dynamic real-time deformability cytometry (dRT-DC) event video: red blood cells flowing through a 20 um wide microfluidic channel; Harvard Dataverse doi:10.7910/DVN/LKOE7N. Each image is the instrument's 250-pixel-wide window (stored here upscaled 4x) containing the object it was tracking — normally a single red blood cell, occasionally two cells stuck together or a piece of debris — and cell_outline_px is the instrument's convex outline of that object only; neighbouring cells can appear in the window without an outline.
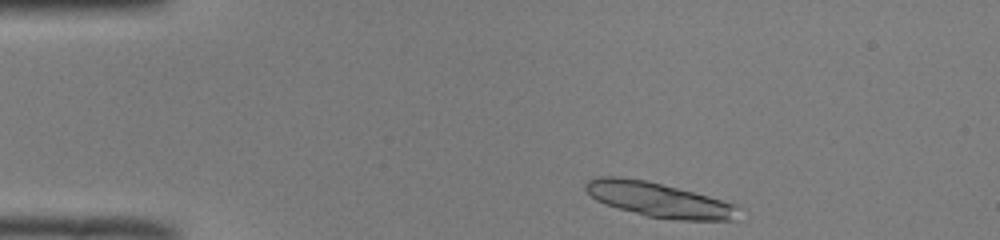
{"species": "common noctule bat (a hibernating species)", "species_latin": "Nyctalus noctula", "temperature_condition": "room temperature", "stored_images_in_passage": 39, "segment_of_instrument_passage": [1, 2], "camera_frame_rate_fps": 3000, "um_per_image_px": 0.085, "animal": {"sex": "male", "body_mass_g": 19.0, "forearm_length_mm": 50.8}, "frame": {"image": 1, "passage_image": 2, "time_ms": 0.333, "image_size_px": [1000, 240], "cell_outline_px": [[740, 208], [736, 220], [680, 220], [648, 216], [604, 204], [596, 200], [584, 188], [588, 180], [600, 176], [620, 176], [644, 180], [708, 196], [732, 204]], "centroid_in_image_um": [55.97, 16.98], "position_along_channel_um": 29.0, "area_um2": 30.29}}